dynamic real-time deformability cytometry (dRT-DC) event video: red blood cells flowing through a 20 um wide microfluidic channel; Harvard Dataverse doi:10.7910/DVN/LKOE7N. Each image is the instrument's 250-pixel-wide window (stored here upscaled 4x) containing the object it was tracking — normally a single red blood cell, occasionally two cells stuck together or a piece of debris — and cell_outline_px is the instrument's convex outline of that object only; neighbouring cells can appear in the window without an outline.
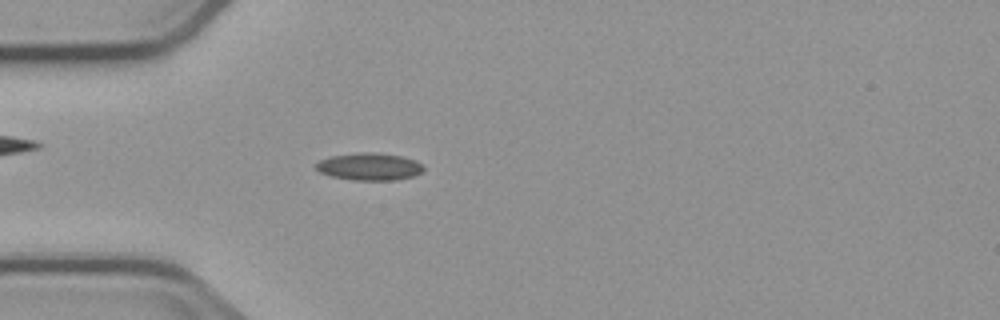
{"species": "common noctule bat (a hibernating species)", "species_latin": "Nyctalus noctula", "temperature_condition": "cold", "stored_images_in_passage": 5, "camera_frame_rate_fps": 3000, "um_per_image_px": 0.085, "animal": {"sex": "male", "body_mass_g": 23.1, "forearm_length_mm": 52.7}, "frame": {"image": 1, "passage_image": 5, "time_ms": 5.0, "image_size_px": [1000, 320], "cell_outline_px": [[424, 168], [420, 172], [412, 176], [396, 180], [356, 180], [332, 176], [320, 172], [316, 168], [316, 164], [320, 160], [332, 156], [360, 152], [372, 152], [400, 156], [416, 160]], "centroid_in_image_um": [31.39, 14.16], "position_along_channel_um": 53.6, "area_um2": 16.82}}